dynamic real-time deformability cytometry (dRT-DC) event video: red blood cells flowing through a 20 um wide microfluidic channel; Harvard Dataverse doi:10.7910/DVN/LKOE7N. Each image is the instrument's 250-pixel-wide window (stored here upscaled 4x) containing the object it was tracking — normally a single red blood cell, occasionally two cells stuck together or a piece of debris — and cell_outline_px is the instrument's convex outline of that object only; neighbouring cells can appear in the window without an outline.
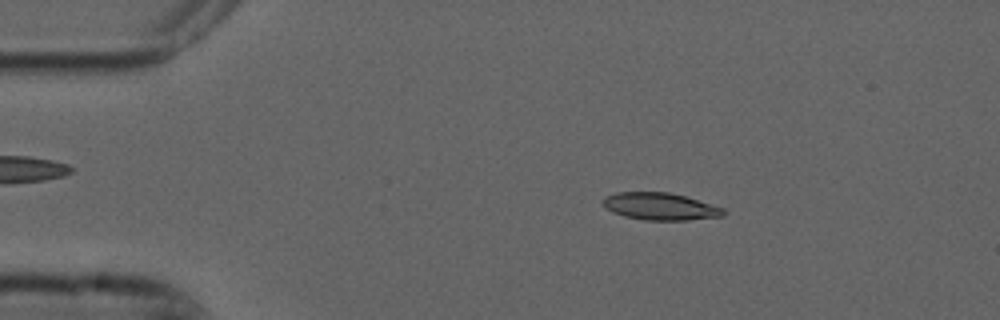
{"species": "common noctule bat (a hibernating species)", "species_latin": "Nyctalus noctula", "temperature_condition": "cold", "stored_images_in_passage": 3, "camera_frame_rate_fps": 3000, "um_per_image_px": 0.085, "animal": {"sex": "male", "forearm_length_mm": 52.5}, "frame": {"image": 1, "passage_image": 2, "time_ms": 0.333, "image_size_px": [1000, 320], "cell_outline_px": [[724, 216], [688, 220], [644, 220], [624, 216], [608, 208], [600, 200], [604, 196], [616, 192], [668, 192], [684, 196], [724, 208]], "centroid_in_image_um": [56.11, 17.54], "position_along_channel_um": 28.9, "area_um2": 18.96}}